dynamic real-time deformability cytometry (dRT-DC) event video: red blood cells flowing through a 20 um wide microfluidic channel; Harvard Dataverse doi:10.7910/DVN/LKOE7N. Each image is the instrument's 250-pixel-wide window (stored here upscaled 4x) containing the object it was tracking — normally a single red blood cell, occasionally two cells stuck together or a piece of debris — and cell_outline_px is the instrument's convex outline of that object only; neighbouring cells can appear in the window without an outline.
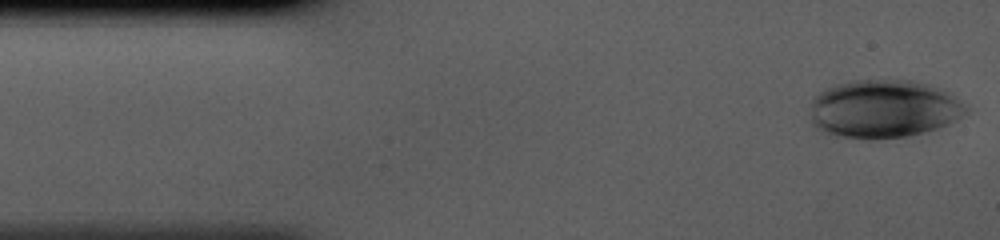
{"species": "human", "species_latin": "Homo sapiens", "temperature_condition": "cold", "stored_images_in_passage": 41, "camera_frame_rate_fps": 3000, "um_per_image_px": 0.085, "donor": {"sex": "male"}, "frame": {"image": 1, "passage_image": 1, "time_ms": 0.0, "image_size_px": [1000, 240], "cell_outline_px": [[964, 112], [960, 116], [948, 124], [924, 132], [908, 136], [836, 136], [816, 128], [812, 124], [812, 96], [824, 88], [836, 84], [852, 80], [912, 80], [928, 84], [944, 92], [956, 100], [964, 108]], "centroid_in_image_um": [75.01, 9.21], "position_along_channel_um": 10.0, "area_um2": 51.27}}
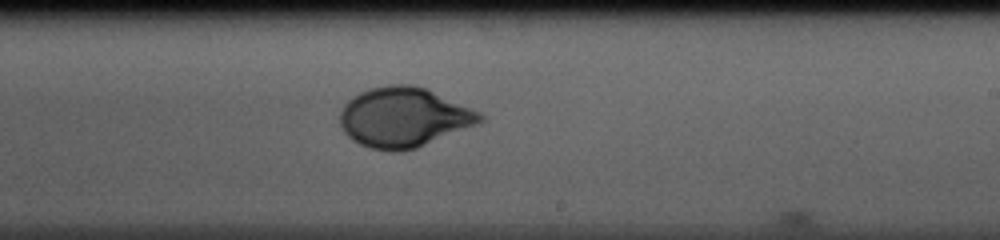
{"frame": {"image": 2, "passage_image": 24, "time_ms": 7.667, "image_size_px": [1000, 240], "cell_outline_px": [[484, 120], [476, 124], [416, 148], [400, 152], [392, 152], [372, 148], [360, 144], [352, 140], [344, 132], [340, 124], [340, 112], [344, 104], [348, 100], [360, 92], [372, 88], [388, 84], [416, 84], [480, 112], [484, 116]], "centroid_in_image_um": [34.29, 9.97], "position_along_channel_um": 254.7, "area_um2": 48.49}}
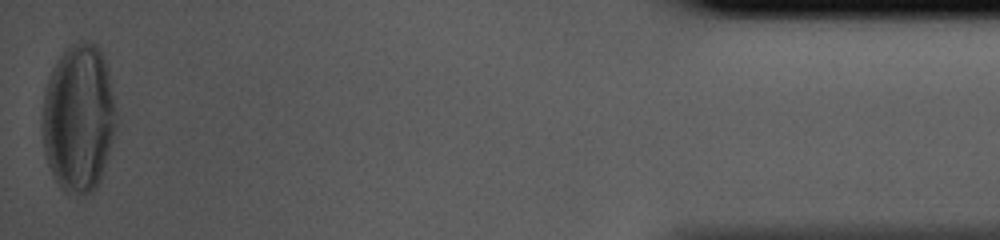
{"frame": {"image": 3, "passage_image": 41, "time_ms": 13.333, "image_size_px": [1000, 240], "cell_outline_px": [[116, 124], [100, 180], [96, 188], [92, 192], [84, 196], [64, 192], [60, 188], [48, 164], [44, 152], [44, 92], [52, 68], [56, 60], [72, 44], [80, 40], [88, 40], [96, 44], [100, 48], [108, 72], [112, 96]], "centroid_in_image_um": [6.67, 10.04], "position_along_channel_um": 428.5, "area_um2": 62.89}}